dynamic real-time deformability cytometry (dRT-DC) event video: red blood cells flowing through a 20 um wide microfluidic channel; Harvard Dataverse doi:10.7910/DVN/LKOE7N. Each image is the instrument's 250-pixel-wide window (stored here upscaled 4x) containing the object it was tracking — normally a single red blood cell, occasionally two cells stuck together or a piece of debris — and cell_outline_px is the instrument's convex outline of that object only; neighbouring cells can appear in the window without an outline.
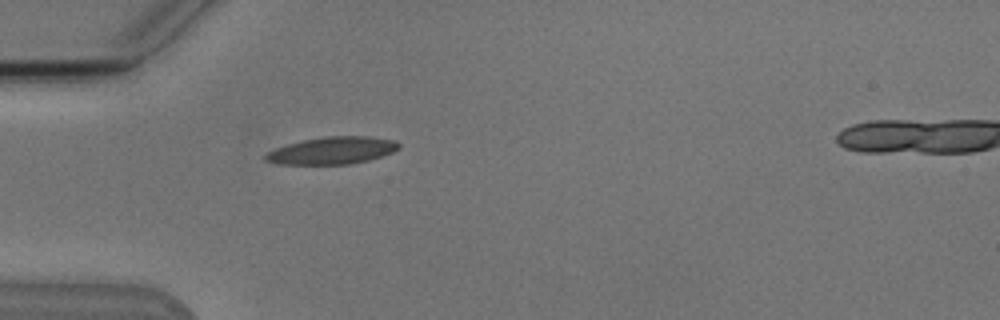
{"species": "Egyptian fruit bat (a non-hibernating species)", "species_latin": "Rousettus aegyptiacus", "temperature_condition": "cold", "stored_images_in_passage": 2, "camera_frame_rate_fps": 3000, "um_per_image_px": 0.085, "animal": {"sex": "male"}, "frame": {"image": 1, "passage_image": 1, "time_ms": 0.0, "image_size_px": [1000, 320], "cell_outline_px": [[400, 148], [392, 152], [368, 160], [352, 164], [280, 164], [264, 160], [264, 156], [268, 152], [276, 148], [288, 144], [304, 140], [324, 136], [368, 136], [396, 140], [400, 144]], "centroid_in_image_um": [28.26, 12.79], "position_along_channel_um": 56.7, "area_um2": 21.1}}